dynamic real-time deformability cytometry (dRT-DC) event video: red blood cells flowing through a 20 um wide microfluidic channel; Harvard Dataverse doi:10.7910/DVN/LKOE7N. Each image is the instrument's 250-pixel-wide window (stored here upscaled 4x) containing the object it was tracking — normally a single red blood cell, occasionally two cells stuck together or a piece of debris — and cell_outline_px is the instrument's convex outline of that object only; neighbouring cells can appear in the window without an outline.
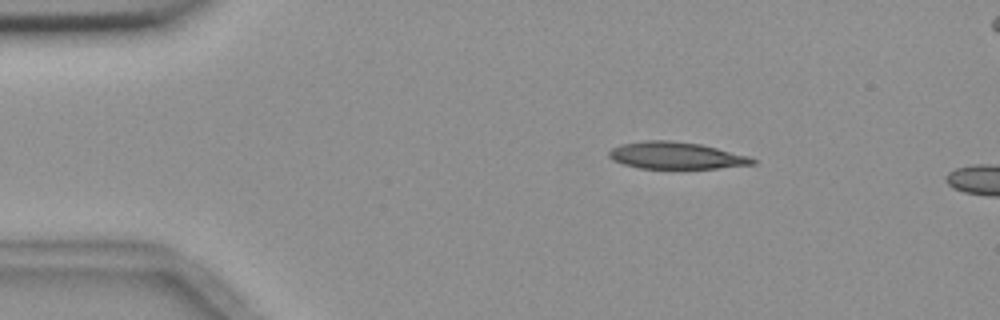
{"species": "common noctule bat (a hibernating species)", "species_latin": "Nyctalus noctula", "temperature_condition": "room temperature", "stored_images_in_passage": 5, "camera_frame_rate_fps": 3000, "um_per_image_px": 0.085, "animal": {"sex": "female", "body_mass_g": 18.4}, "frame": {"image": 1, "passage_image": 3, "time_ms": 2.667, "image_size_px": [1000, 320], "cell_outline_px": [[756, 164], [720, 168], [640, 168], [624, 164], [612, 160], [608, 156], [608, 152], [612, 148], [620, 144], [644, 140], [672, 140], [700, 144], [748, 156], [756, 160]], "centroid_in_image_um": [57.43, 13.21], "position_along_channel_um": 27.6, "area_um2": 22.48}}